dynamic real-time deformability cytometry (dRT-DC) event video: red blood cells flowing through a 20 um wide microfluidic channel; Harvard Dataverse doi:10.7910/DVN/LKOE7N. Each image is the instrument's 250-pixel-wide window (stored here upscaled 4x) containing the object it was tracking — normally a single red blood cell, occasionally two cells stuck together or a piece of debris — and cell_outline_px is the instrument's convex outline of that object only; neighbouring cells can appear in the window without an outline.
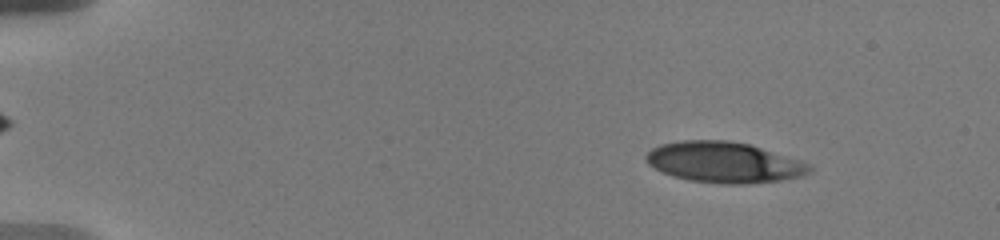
{"species": "human", "species_latin": "Homo sapiens", "temperature_condition": "warm", "stored_images_in_passage": 39, "camera_frame_rate_fps": 3000, "um_per_image_px": 0.085, "donor": {"sex": "male"}, "frame": {"image": 1, "passage_image": 2, "time_ms": 0.667, "image_size_px": [1000, 240], "cell_outline_px": [[812, 172], [800, 176], [780, 180], [744, 184], [724, 184], [688, 180], [672, 176], [648, 164], [644, 156], [652, 148], [660, 144], [680, 140], [728, 140], [748, 144], [800, 160], [812, 164]], "centroid_in_image_um": [61.54, 13.79], "position_along_channel_um": 23.5, "area_um2": 38.78}}
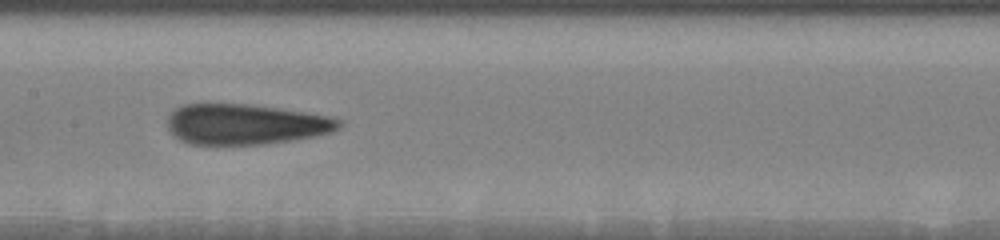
{"frame": {"image": 2, "passage_image": 19, "time_ms": 8.0, "image_size_px": [1000, 240], "cell_outline_px": [[344, 124], [340, 128], [332, 132], [316, 136], [292, 140], [264, 144], [192, 144], [180, 140], [168, 128], [168, 116], [176, 108], [184, 104], [252, 104], [280, 108], [332, 116], [344, 120]], "centroid_in_image_um": [20.95, 10.55], "position_along_channel_um": 186.4, "area_um2": 40.69}}
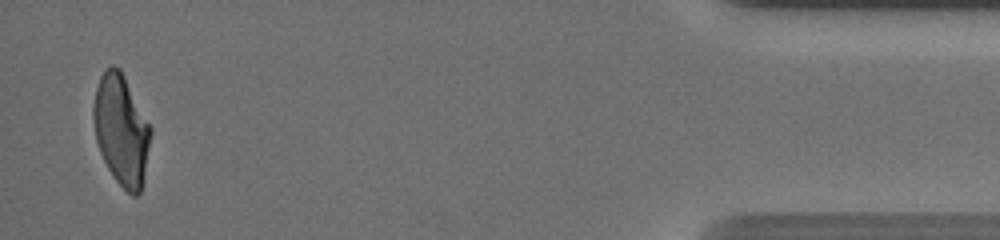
{"frame": {"image": 3, "passage_image": 38, "time_ms": 16.333, "image_size_px": [1000, 240], "cell_outline_px": [[152, 132], [140, 192], [136, 196], [132, 196], [116, 180], [108, 168], [100, 152], [96, 140], [92, 116], [92, 108], [96, 88], [100, 76], [104, 68], [112, 64], [120, 68], [152, 128]], "centroid_in_image_um": [10.29, 10.99], "position_along_channel_um": 424.9, "area_um2": 36.7}, "authors_computed_cell_mechanics": {"area_um2": 39.7086, "velocity_mm_per_s": 3.6763, "shape_relaxation_time_tau1_ms": 10.6883, "shape_relaxation_time_tau2_ms": 1.3818, "deformation_change_tau1": 0.3056, "deformation_change_tau2": 0.0924}}